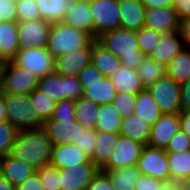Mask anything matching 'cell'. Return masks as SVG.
I'll return each mask as SVG.
<instances>
[{"mask_svg": "<svg viewBox=\"0 0 190 190\" xmlns=\"http://www.w3.org/2000/svg\"><path fill=\"white\" fill-rule=\"evenodd\" d=\"M53 147V141L44 128L20 130L10 154L37 170L50 164Z\"/></svg>", "mask_w": 190, "mask_h": 190, "instance_id": "obj_1", "label": "cell"}, {"mask_svg": "<svg viewBox=\"0 0 190 190\" xmlns=\"http://www.w3.org/2000/svg\"><path fill=\"white\" fill-rule=\"evenodd\" d=\"M108 51L120 58L121 65L136 70L145 55L139 50L136 31L115 29L96 38Z\"/></svg>", "mask_w": 190, "mask_h": 190, "instance_id": "obj_2", "label": "cell"}, {"mask_svg": "<svg viewBox=\"0 0 190 190\" xmlns=\"http://www.w3.org/2000/svg\"><path fill=\"white\" fill-rule=\"evenodd\" d=\"M94 39L86 32L64 23H52L46 48L56 58L87 47Z\"/></svg>", "mask_w": 190, "mask_h": 190, "instance_id": "obj_3", "label": "cell"}, {"mask_svg": "<svg viewBox=\"0 0 190 190\" xmlns=\"http://www.w3.org/2000/svg\"><path fill=\"white\" fill-rule=\"evenodd\" d=\"M3 94L7 121L18 131L44 127V121L32 106L29 94Z\"/></svg>", "mask_w": 190, "mask_h": 190, "instance_id": "obj_4", "label": "cell"}, {"mask_svg": "<svg viewBox=\"0 0 190 190\" xmlns=\"http://www.w3.org/2000/svg\"><path fill=\"white\" fill-rule=\"evenodd\" d=\"M37 89L57 103L64 99L75 101L83 95L78 76H63L55 72L40 78Z\"/></svg>", "mask_w": 190, "mask_h": 190, "instance_id": "obj_5", "label": "cell"}, {"mask_svg": "<svg viewBox=\"0 0 190 190\" xmlns=\"http://www.w3.org/2000/svg\"><path fill=\"white\" fill-rule=\"evenodd\" d=\"M55 58L46 47L20 48L12 62L39 79L54 72Z\"/></svg>", "mask_w": 190, "mask_h": 190, "instance_id": "obj_6", "label": "cell"}, {"mask_svg": "<svg viewBox=\"0 0 190 190\" xmlns=\"http://www.w3.org/2000/svg\"><path fill=\"white\" fill-rule=\"evenodd\" d=\"M145 89L163 114H179L182 111L180 85L167 75Z\"/></svg>", "mask_w": 190, "mask_h": 190, "instance_id": "obj_7", "label": "cell"}, {"mask_svg": "<svg viewBox=\"0 0 190 190\" xmlns=\"http://www.w3.org/2000/svg\"><path fill=\"white\" fill-rule=\"evenodd\" d=\"M39 78L32 72L16 66L12 61L2 69L1 91L3 93L30 94L37 89Z\"/></svg>", "mask_w": 190, "mask_h": 190, "instance_id": "obj_8", "label": "cell"}, {"mask_svg": "<svg viewBox=\"0 0 190 190\" xmlns=\"http://www.w3.org/2000/svg\"><path fill=\"white\" fill-rule=\"evenodd\" d=\"M118 0L90 1L93 20V39L101 34L120 28Z\"/></svg>", "mask_w": 190, "mask_h": 190, "instance_id": "obj_9", "label": "cell"}, {"mask_svg": "<svg viewBox=\"0 0 190 190\" xmlns=\"http://www.w3.org/2000/svg\"><path fill=\"white\" fill-rule=\"evenodd\" d=\"M137 168L141 174L162 181H170L168 156L164 149L145 145L138 159Z\"/></svg>", "mask_w": 190, "mask_h": 190, "instance_id": "obj_10", "label": "cell"}, {"mask_svg": "<svg viewBox=\"0 0 190 190\" xmlns=\"http://www.w3.org/2000/svg\"><path fill=\"white\" fill-rule=\"evenodd\" d=\"M145 145L139 141L119 135L115 150L108 164L102 171H111L137 165L141 151Z\"/></svg>", "mask_w": 190, "mask_h": 190, "instance_id": "obj_11", "label": "cell"}, {"mask_svg": "<svg viewBox=\"0 0 190 190\" xmlns=\"http://www.w3.org/2000/svg\"><path fill=\"white\" fill-rule=\"evenodd\" d=\"M54 145L74 144L84 128L75 118L45 120L44 127Z\"/></svg>", "mask_w": 190, "mask_h": 190, "instance_id": "obj_12", "label": "cell"}, {"mask_svg": "<svg viewBox=\"0 0 190 190\" xmlns=\"http://www.w3.org/2000/svg\"><path fill=\"white\" fill-rule=\"evenodd\" d=\"M51 25L41 18L18 22L20 48L46 47Z\"/></svg>", "mask_w": 190, "mask_h": 190, "instance_id": "obj_13", "label": "cell"}, {"mask_svg": "<svg viewBox=\"0 0 190 190\" xmlns=\"http://www.w3.org/2000/svg\"><path fill=\"white\" fill-rule=\"evenodd\" d=\"M99 170L91 160L75 168L59 169L61 190H87Z\"/></svg>", "mask_w": 190, "mask_h": 190, "instance_id": "obj_14", "label": "cell"}, {"mask_svg": "<svg viewBox=\"0 0 190 190\" xmlns=\"http://www.w3.org/2000/svg\"><path fill=\"white\" fill-rule=\"evenodd\" d=\"M92 42L84 48L71 51L55 58L54 72L63 76H78V74L91 64Z\"/></svg>", "mask_w": 190, "mask_h": 190, "instance_id": "obj_15", "label": "cell"}, {"mask_svg": "<svg viewBox=\"0 0 190 190\" xmlns=\"http://www.w3.org/2000/svg\"><path fill=\"white\" fill-rule=\"evenodd\" d=\"M180 19L173 6L146 9L144 27L168 34L179 31Z\"/></svg>", "mask_w": 190, "mask_h": 190, "instance_id": "obj_16", "label": "cell"}, {"mask_svg": "<svg viewBox=\"0 0 190 190\" xmlns=\"http://www.w3.org/2000/svg\"><path fill=\"white\" fill-rule=\"evenodd\" d=\"M179 129V114H162L155 124L151 126V134L147 145L165 150L171 137Z\"/></svg>", "mask_w": 190, "mask_h": 190, "instance_id": "obj_17", "label": "cell"}, {"mask_svg": "<svg viewBox=\"0 0 190 190\" xmlns=\"http://www.w3.org/2000/svg\"><path fill=\"white\" fill-rule=\"evenodd\" d=\"M66 14L63 22L88 33L93 38V20L90 10V2L72 0L70 5H64Z\"/></svg>", "mask_w": 190, "mask_h": 190, "instance_id": "obj_18", "label": "cell"}, {"mask_svg": "<svg viewBox=\"0 0 190 190\" xmlns=\"http://www.w3.org/2000/svg\"><path fill=\"white\" fill-rule=\"evenodd\" d=\"M91 159L74 144L54 145L50 164L59 169L75 168L78 164L89 162Z\"/></svg>", "mask_w": 190, "mask_h": 190, "instance_id": "obj_19", "label": "cell"}, {"mask_svg": "<svg viewBox=\"0 0 190 190\" xmlns=\"http://www.w3.org/2000/svg\"><path fill=\"white\" fill-rule=\"evenodd\" d=\"M120 28L138 31L144 27L146 8L141 0H118Z\"/></svg>", "mask_w": 190, "mask_h": 190, "instance_id": "obj_20", "label": "cell"}, {"mask_svg": "<svg viewBox=\"0 0 190 190\" xmlns=\"http://www.w3.org/2000/svg\"><path fill=\"white\" fill-rule=\"evenodd\" d=\"M35 173L33 166L11 154L0 159V174L15 187Z\"/></svg>", "mask_w": 190, "mask_h": 190, "instance_id": "obj_21", "label": "cell"}, {"mask_svg": "<svg viewBox=\"0 0 190 190\" xmlns=\"http://www.w3.org/2000/svg\"><path fill=\"white\" fill-rule=\"evenodd\" d=\"M185 47L178 32L163 34L149 57L167 66L172 58Z\"/></svg>", "mask_w": 190, "mask_h": 190, "instance_id": "obj_22", "label": "cell"}, {"mask_svg": "<svg viewBox=\"0 0 190 190\" xmlns=\"http://www.w3.org/2000/svg\"><path fill=\"white\" fill-rule=\"evenodd\" d=\"M19 49L18 22H0V58L2 61L11 62Z\"/></svg>", "mask_w": 190, "mask_h": 190, "instance_id": "obj_23", "label": "cell"}, {"mask_svg": "<svg viewBox=\"0 0 190 190\" xmlns=\"http://www.w3.org/2000/svg\"><path fill=\"white\" fill-rule=\"evenodd\" d=\"M116 93L127 92L130 94H138L145 90L144 85L138 75L137 70L120 65L110 76Z\"/></svg>", "mask_w": 190, "mask_h": 190, "instance_id": "obj_24", "label": "cell"}, {"mask_svg": "<svg viewBox=\"0 0 190 190\" xmlns=\"http://www.w3.org/2000/svg\"><path fill=\"white\" fill-rule=\"evenodd\" d=\"M118 137L119 133L96 131V147L90 159L100 170L108 164L115 150Z\"/></svg>", "mask_w": 190, "mask_h": 190, "instance_id": "obj_25", "label": "cell"}, {"mask_svg": "<svg viewBox=\"0 0 190 190\" xmlns=\"http://www.w3.org/2000/svg\"><path fill=\"white\" fill-rule=\"evenodd\" d=\"M91 63L105 76L110 77L121 65L120 58L108 51L96 39L92 41Z\"/></svg>", "mask_w": 190, "mask_h": 190, "instance_id": "obj_26", "label": "cell"}, {"mask_svg": "<svg viewBox=\"0 0 190 190\" xmlns=\"http://www.w3.org/2000/svg\"><path fill=\"white\" fill-rule=\"evenodd\" d=\"M151 134V125L139 116L130 115L122 118L119 135L139 141L147 145Z\"/></svg>", "mask_w": 190, "mask_h": 190, "instance_id": "obj_27", "label": "cell"}, {"mask_svg": "<svg viewBox=\"0 0 190 190\" xmlns=\"http://www.w3.org/2000/svg\"><path fill=\"white\" fill-rule=\"evenodd\" d=\"M84 97L96 102L98 105L111 104L116 95L115 87L110 77H104L99 82L81 83Z\"/></svg>", "mask_w": 190, "mask_h": 190, "instance_id": "obj_28", "label": "cell"}, {"mask_svg": "<svg viewBox=\"0 0 190 190\" xmlns=\"http://www.w3.org/2000/svg\"><path fill=\"white\" fill-rule=\"evenodd\" d=\"M166 75L177 84L190 80V48L184 47L166 66Z\"/></svg>", "mask_w": 190, "mask_h": 190, "instance_id": "obj_29", "label": "cell"}, {"mask_svg": "<svg viewBox=\"0 0 190 190\" xmlns=\"http://www.w3.org/2000/svg\"><path fill=\"white\" fill-rule=\"evenodd\" d=\"M99 106L96 102L81 96L74 101L75 119L86 129H95Z\"/></svg>", "mask_w": 190, "mask_h": 190, "instance_id": "obj_30", "label": "cell"}, {"mask_svg": "<svg viewBox=\"0 0 190 190\" xmlns=\"http://www.w3.org/2000/svg\"><path fill=\"white\" fill-rule=\"evenodd\" d=\"M162 114L159 106L146 89L137 94L134 115L152 126Z\"/></svg>", "mask_w": 190, "mask_h": 190, "instance_id": "obj_31", "label": "cell"}, {"mask_svg": "<svg viewBox=\"0 0 190 190\" xmlns=\"http://www.w3.org/2000/svg\"><path fill=\"white\" fill-rule=\"evenodd\" d=\"M170 181L182 182L190 179V150L167 153Z\"/></svg>", "mask_w": 190, "mask_h": 190, "instance_id": "obj_32", "label": "cell"}, {"mask_svg": "<svg viewBox=\"0 0 190 190\" xmlns=\"http://www.w3.org/2000/svg\"><path fill=\"white\" fill-rule=\"evenodd\" d=\"M104 172L115 190H135V182L141 174L137 165Z\"/></svg>", "mask_w": 190, "mask_h": 190, "instance_id": "obj_33", "label": "cell"}, {"mask_svg": "<svg viewBox=\"0 0 190 190\" xmlns=\"http://www.w3.org/2000/svg\"><path fill=\"white\" fill-rule=\"evenodd\" d=\"M122 117L111 104H101L98 111L96 131L119 133Z\"/></svg>", "mask_w": 190, "mask_h": 190, "instance_id": "obj_34", "label": "cell"}, {"mask_svg": "<svg viewBox=\"0 0 190 190\" xmlns=\"http://www.w3.org/2000/svg\"><path fill=\"white\" fill-rule=\"evenodd\" d=\"M136 70L145 88L166 76V66L158 63L149 56L143 58Z\"/></svg>", "mask_w": 190, "mask_h": 190, "instance_id": "obj_35", "label": "cell"}, {"mask_svg": "<svg viewBox=\"0 0 190 190\" xmlns=\"http://www.w3.org/2000/svg\"><path fill=\"white\" fill-rule=\"evenodd\" d=\"M72 0H35L37 3L40 17L50 23L63 21L66 14L64 5H70Z\"/></svg>", "mask_w": 190, "mask_h": 190, "instance_id": "obj_36", "label": "cell"}, {"mask_svg": "<svg viewBox=\"0 0 190 190\" xmlns=\"http://www.w3.org/2000/svg\"><path fill=\"white\" fill-rule=\"evenodd\" d=\"M29 96L32 106L41 119L43 121L50 119L54 113L57 102L38 89L33 90Z\"/></svg>", "mask_w": 190, "mask_h": 190, "instance_id": "obj_37", "label": "cell"}, {"mask_svg": "<svg viewBox=\"0 0 190 190\" xmlns=\"http://www.w3.org/2000/svg\"><path fill=\"white\" fill-rule=\"evenodd\" d=\"M162 33L143 27L136 31V38L138 40L139 50L145 55L149 56L157 43L162 37Z\"/></svg>", "mask_w": 190, "mask_h": 190, "instance_id": "obj_38", "label": "cell"}, {"mask_svg": "<svg viewBox=\"0 0 190 190\" xmlns=\"http://www.w3.org/2000/svg\"><path fill=\"white\" fill-rule=\"evenodd\" d=\"M18 129L8 121L0 122V159L11 153Z\"/></svg>", "mask_w": 190, "mask_h": 190, "instance_id": "obj_39", "label": "cell"}, {"mask_svg": "<svg viewBox=\"0 0 190 190\" xmlns=\"http://www.w3.org/2000/svg\"><path fill=\"white\" fill-rule=\"evenodd\" d=\"M45 190H61L59 168L51 164L36 170Z\"/></svg>", "mask_w": 190, "mask_h": 190, "instance_id": "obj_40", "label": "cell"}, {"mask_svg": "<svg viewBox=\"0 0 190 190\" xmlns=\"http://www.w3.org/2000/svg\"><path fill=\"white\" fill-rule=\"evenodd\" d=\"M137 94H130L127 92L116 93L113 98L112 105L119 112L122 118L134 114V107Z\"/></svg>", "mask_w": 190, "mask_h": 190, "instance_id": "obj_41", "label": "cell"}, {"mask_svg": "<svg viewBox=\"0 0 190 190\" xmlns=\"http://www.w3.org/2000/svg\"><path fill=\"white\" fill-rule=\"evenodd\" d=\"M17 3V22L40 19V13L35 0H19Z\"/></svg>", "mask_w": 190, "mask_h": 190, "instance_id": "obj_42", "label": "cell"}, {"mask_svg": "<svg viewBox=\"0 0 190 190\" xmlns=\"http://www.w3.org/2000/svg\"><path fill=\"white\" fill-rule=\"evenodd\" d=\"M96 138L95 129H85L81 130L80 136L77 142H74V145L78 146L86 155L90 158L93 156Z\"/></svg>", "mask_w": 190, "mask_h": 190, "instance_id": "obj_43", "label": "cell"}, {"mask_svg": "<svg viewBox=\"0 0 190 190\" xmlns=\"http://www.w3.org/2000/svg\"><path fill=\"white\" fill-rule=\"evenodd\" d=\"M190 150V137L179 129L169 141L165 151L167 153H175Z\"/></svg>", "mask_w": 190, "mask_h": 190, "instance_id": "obj_44", "label": "cell"}, {"mask_svg": "<svg viewBox=\"0 0 190 190\" xmlns=\"http://www.w3.org/2000/svg\"><path fill=\"white\" fill-rule=\"evenodd\" d=\"M65 118H75L74 100L64 99L58 102L56 104L52 117L47 120H57Z\"/></svg>", "mask_w": 190, "mask_h": 190, "instance_id": "obj_45", "label": "cell"}, {"mask_svg": "<svg viewBox=\"0 0 190 190\" xmlns=\"http://www.w3.org/2000/svg\"><path fill=\"white\" fill-rule=\"evenodd\" d=\"M17 3L13 0H0V22L17 21Z\"/></svg>", "mask_w": 190, "mask_h": 190, "instance_id": "obj_46", "label": "cell"}, {"mask_svg": "<svg viewBox=\"0 0 190 190\" xmlns=\"http://www.w3.org/2000/svg\"><path fill=\"white\" fill-rule=\"evenodd\" d=\"M87 190H115L112 185L109 177L102 170H99L98 173L93 177L90 184L87 187Z\"/></svg>", "mask_w": 190, "mask_h": 190, "instance_id": "obj_47", "label": "cell"}, {"mask_svg": "<svg viewBox=\"0 0 190 190\" xmlns=\"http://www.w3.org/2000/svg\"><path fill=\"white\" fill-rule=\"evenodd\" d=\"M105 76L91 63L86 66L79 74L80 83H93L101 81Z\"/></svg>", "mask_w": 190, "mask_h": 190, "instance_id": "obj_48", "label": "cell"}, {"mask_svg": "<svg viewBox=\"0 0 190 190\" xmlns=\"http://www.w3.org/2000/svg\"><path fill=\"white\" fill-rule=\"evenodd\" d=\"M164 181L140 174L135 182V190H157Z\"/></svg>", "mask_w": 190, "mask_h": 190, "instance_id": "obj_49", "label": "cell"}, {"mask_svg": "<svg viewBox=\"0 0 190 190\" xmlns=\"http://www.w3.org/2000/svg\"><path fill=\"white\" fill-rule=\"evenodd\" d=\"M15 190H45L37 173L28 177L20 185L15 187Z\"/></svg>", "mask_w": 190, "mask_h": 190, "instance_id": "obj_50", "label": "cell"}, {"mask_svg": "<svg viewBox=\"0 0 190 190\" xmlns=\"http://www.w3.org/2000/svg\"><path fill=\"white\" fill-rule=\"evenodd\" d=\"M173 7L180 20L190 16V0H174Z\"/></svg>", "mask_w": 190, "mask_h": 190, "instance_id": "obj_51", "label": "cell"}, {"mask_svg": "<svg viewBox=\"0 0 190 190\" xmlns=\"http://www.w3.org/2000/svg\"><path fill=\"white\" fill-rule=\"evenodd\" d=\"M179 33L186 48H190V16L180 20Z\"/></svg>", "mask_w": 190, "mask_h": 190, "instance_id": "obj_52", "label": "cell"}, {"mask_svg": "<svg viewBox=\"0 0 190 190\" xmlns=\"http://www.w3.org/2000/svg\"><path fill=\"white\" fill-rule=\"evenodd\" d=\"M182 111H190V80L180 84Z\"/></svg>", "mask_w": 190, "mask_h": 190, "instance_id": "obj_53", "label": "cell"}, {"mask_svg": "<svg viewBox=\"0 0 190 190\" xmlns=\"http://www.w3.org/2000/svg\"><path fill=\"white\" fill-rule=\"evenodd\" d=\"M180 129L190 137V111H181L179 113Z\"/></svg>", "mask_w": 190, "mask_h": 190, "instance_id": "obj_54", "label": "cell"}, {"mask_svg": "<svg viewBox=\"0 0 190 190\" xmlns=\"http://www.w3.org/2000/svg\"><path fill=\"white\" fill-rule=\"evenodd\" d=\"M146 9L173 6L174 0H141Z\"/></svg>", "mask_w": 190, "mask_h": 190, "instance_id": "obj_55", "label": "cell"}, {"mask_svg": "<svg viewBox=\"0 0 190 190\" xmlns=\"http://www.w3.org/2000/svg\"><path fill=\"white\" fill-rule=\"evenodd\" d=\"M157 190H179V183L174 181H164Z\"/></svg>", "mask_w": 190, "mask_h": 190, "instance_id": "obj_56", "label": "cell"}, {"mask_svg": "<svg viewBox=\"0 0 190 190\" xmlns=\"http://www.w3.org/2000/svg\"><path fill=\"white\" fill-rule=\"evenodd\" d=\"M6 121H7V114L4 105V94L2 91H0V122H6Z\"/></svg>", "mask_w": 190, "mask_h": 190, "instance_id": "obj_57", "label": "cell"}, {"mask_svg": "<svg viewBox=\"0 0 190 190\" xmlns=\"http://www.w3.org/2000/svg\"><path fill=\"white\" fill-rule=\"evenodd\" d=\"M0 190H15V186H13L1 174H0Z\"/></svg>", "mask_w": 190, "mask_h": 190, "instance_id": "obj_58", "label": "cell"}, {"mask_svg": "<svg viewBox=\"0 0 190 190\" xmlns=\"http://www.w3.org/2000/svg\"><path fill=\"white\" fill-rule=\"evenodd\" d=\"M179 190H190V179L180 182Z\"/></svg>", "mask_w": 190, "mask_h": 190, "instance_id": "obj_59", "label": "cell"}, {"mask_svg": "<svg viewBox=\"0 0 190 190\" xmlns=\"http://www.w3.org/2000/svg\"><path fill=\"white\" fill-rule=\"evenodd\" d=\"M2 69L3 67H0V91H1V80H2Z\"/></svg>", "mask_w": 190, "mask_h": 190, "instance_id": "obj_60", "label": "cell"}, {"mask_svg": "<svg viewBox=\"0 0 190 190\" xmlns=\"http://www.w3.org/2000/svg\"><path fill=\"white\" fill-rule=\"evenodd\" d=\"M4 62L2 61V59L0 58V67H3L4 66Z\"/></svg>", "mask_w": 190, "mask_h": 190, "instance_id": "obj_61", "label": "cell"}]
</instances>
